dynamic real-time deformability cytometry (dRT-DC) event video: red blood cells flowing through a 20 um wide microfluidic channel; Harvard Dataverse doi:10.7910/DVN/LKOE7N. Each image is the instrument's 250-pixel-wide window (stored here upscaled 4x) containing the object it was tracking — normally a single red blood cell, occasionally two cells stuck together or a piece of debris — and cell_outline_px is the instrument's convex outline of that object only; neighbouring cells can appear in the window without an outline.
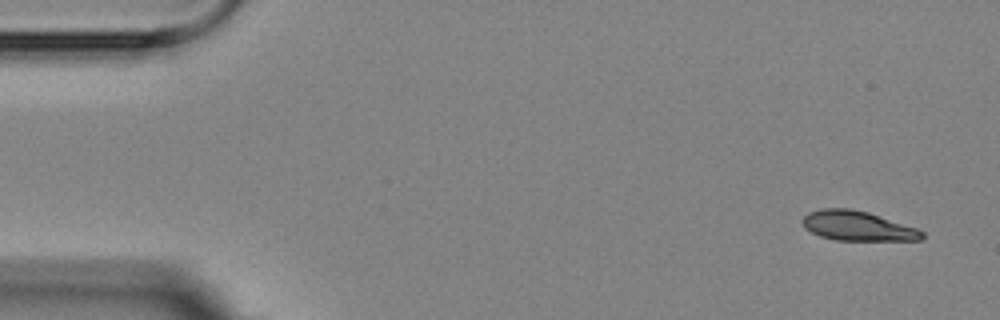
{"species": "Egyptian fruit bat (a non-hibernating species)", "species_latin": "Rousettus aegyptiacus", "temperature_condition": "room temperature", "stored_images_in_passage": 4, "camera_frame_rate_fps": 3000, "um_per_image_px": 0.085, "animal": {"sex": "female"}, "frame": {"image": 1, "passage_image": 1, "time_ms": 0.0, "image_size_px": [1000, 320], "cell_outline_px": [[924, 236], [920, 240], [836, 240], [820, 236], [804, 228], [800, 220], [808, 212], [824, 208], [852, 208], [868, 212], [916, 228], [924, 232]], "centroid_in_image_um": [72.85, 19.2], "position_along_channel_um": 12.2, "area_um2": 20.63}}
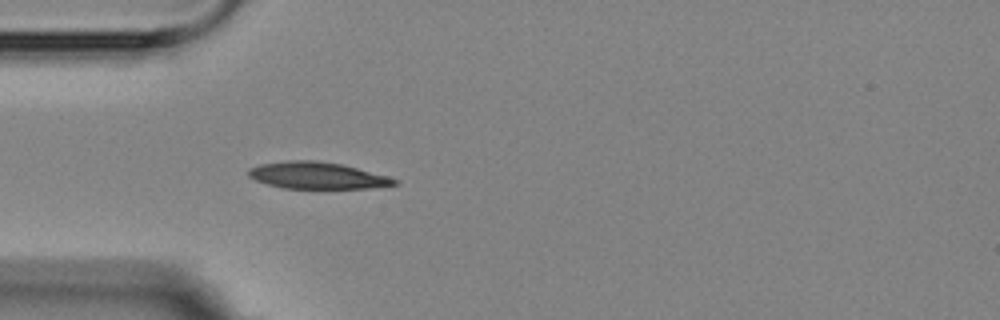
{"frame": {"image": 2, "passage_image": 4, "time_ms": 4.333, "image_size_px": [1000, 320], "cell_outline_px": [[400, 184], [368, 188], [284, 188], [268, 184], [256, 180], [248, 176], [248, 168], [260, 164], [288, 160], [316, 160], [340, 164], [388, 176], [400, 180]], "centroid_in_image_um": [26.97, 14.91], "position_along_channel_um": 58.0, "area_um2": 22.66}}